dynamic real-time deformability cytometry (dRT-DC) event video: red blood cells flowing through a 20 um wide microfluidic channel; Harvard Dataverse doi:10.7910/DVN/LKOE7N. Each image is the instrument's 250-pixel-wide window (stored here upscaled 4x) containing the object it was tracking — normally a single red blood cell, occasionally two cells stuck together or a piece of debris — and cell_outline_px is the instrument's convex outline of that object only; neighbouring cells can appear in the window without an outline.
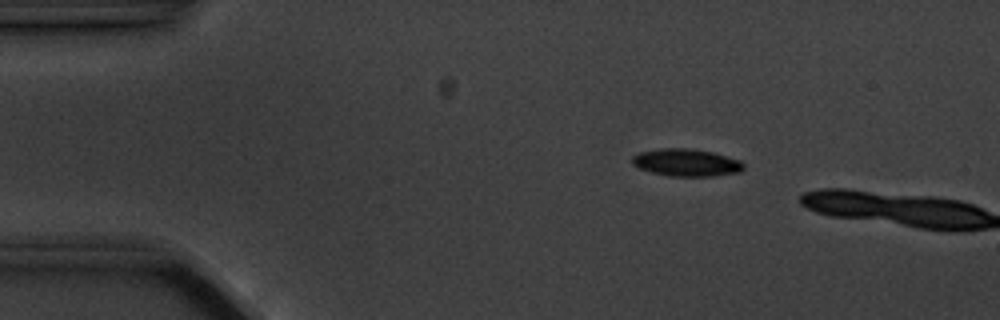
{"species": "common noctule bat (a hibernating species)", "species_latin": "Nyctalus noctula", "temperature_condition": "cold", "stored_images_in_passage": 4, "camera_frame_rate_fps": 3000, "um_per_image_px": 0.085, "animal": {"sex": "male", "body_mass_g": 20.1, "forearm_length_mm": 53.5}, "frame": {"image": 1, "passage_image": 3, "time_ms": 2.333, "image_size_px": [1000, 320], "cell_outline_px": [[744, 168], [740, 172], [712, 176], [668, 176], [652, 172], [640, 168], [632, 164], [632, 156], [640, 152], [660, 148], [688, 148], [712, 152], [740, 160], [744, 164]], "centroid_in_image_um": [58.34, 13.82], "position_along_channel_um": 26.7, "area_um2": 17.74}}